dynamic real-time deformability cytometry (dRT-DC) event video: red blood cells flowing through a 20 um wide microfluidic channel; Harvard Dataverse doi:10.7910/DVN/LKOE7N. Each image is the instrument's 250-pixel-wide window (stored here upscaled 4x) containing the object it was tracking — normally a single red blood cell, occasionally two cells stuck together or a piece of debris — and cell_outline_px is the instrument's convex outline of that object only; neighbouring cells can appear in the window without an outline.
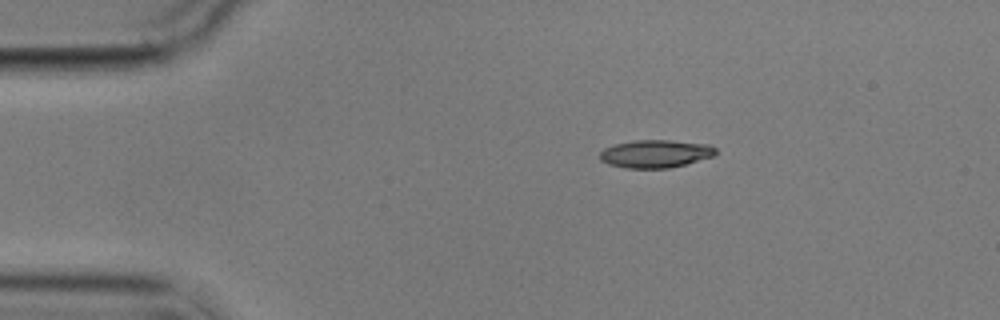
{"species": "common noctule bat (a hibernating species)", "species_latin": "Nyctalus noctula", "temperature_condition": "cold", "stored_images_in_passage": 8, "camera_frame_rate_fps": 3000, "um_per_image_px": 0.085, "animal": {"sex": "male", "body_mass_g": 17.9}, "frame": {"image": 1, "passage_image": 1, "time_ms": 0.0, "image_size_px": [1000, 320], "cell_outline_px": [[716, 156], [668, 168], [624, 168], [608, 164], [600, 160], [600, 152], [604, 148], [616, 144], [636, 140], [668, 140], [708, 144], [716, 148]], "centroid_in_image_um": [55.72, 13.07], "position_along_channel_um": 29.3, "area_um2": 18.79}}
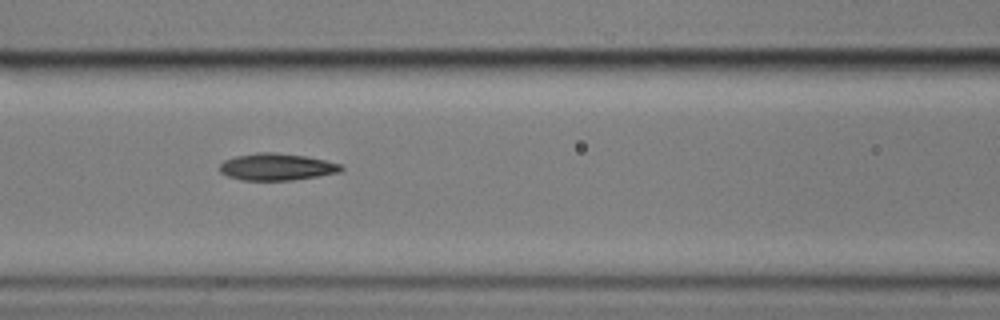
{"frame": {"image": 2, "passage_image": 5, "time_ms": 4.667, "image_size_px": [1000, 320], "cell_outline_px": [[344, 168], [340, 172], [292, 180], [240, 180], [228, 176], [220, 172], [220, 164], [224, 160], [236, 156], [256, 152], [276, 152], [308, 156], [340, 164]], "centroid_in_image_um": [23.5, 14.17], "position_along_channel_um": 143.1, "area_um2": 19.07}}
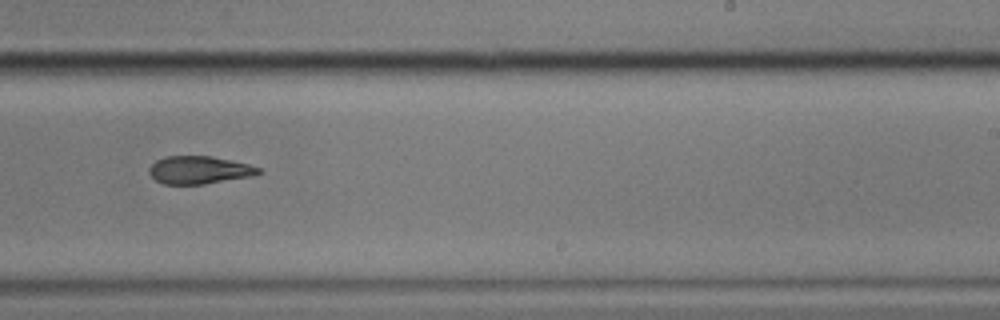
{"frame": {"image": 3, "passage_image": 8, "time_ms": 8.333, "image_size_px": [1000, 320], "cell_outline_px": [[264, 172], [252, 176], [204, 184], [164, 184], [156, 180], [148, 172], [148, 168], [156, 160], [164, 156], [212, 156], [248, 164], [260, 168]], "centroid_in_image_um": [16.93, 14.44], "position_along_channel_um": 272.1, "area_um2": 17.74}}